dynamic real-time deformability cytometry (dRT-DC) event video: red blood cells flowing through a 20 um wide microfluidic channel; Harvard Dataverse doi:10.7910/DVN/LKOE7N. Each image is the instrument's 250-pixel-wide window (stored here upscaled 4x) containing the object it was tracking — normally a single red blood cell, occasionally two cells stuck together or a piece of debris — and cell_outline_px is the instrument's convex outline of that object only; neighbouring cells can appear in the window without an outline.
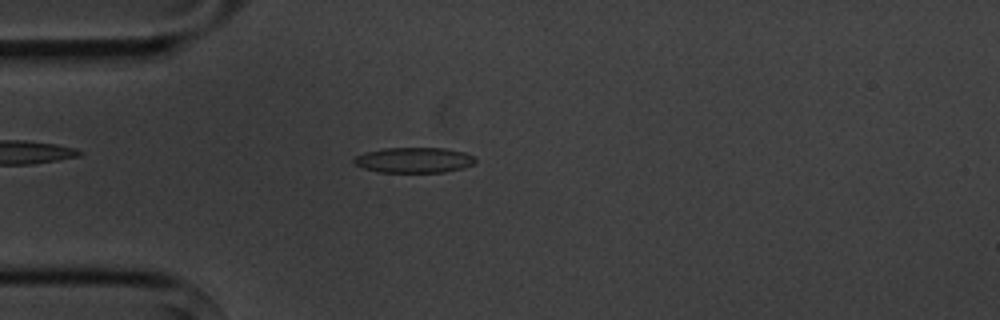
{"species": "common noctule bat (a hibernating species)", "species_latin": "Nyctalus noctula", "temperature_condition": "cold", "stored_images_in_passage": 6, "camera_frame_rate_fps": 3000, "um_per_image_px": 0.085, "animal": {"sex": "male", "body_mass_g": 20.1, "forearm_length_mm": 53.5}, "frame": {"image": 1, "passage_image": 5, "time_ms": 4.667, "image_size_px": [1000, 320], "cell_outline_px": [[476, 160], [472, 164], [464, 168], [444, 172], [380, 172], [364, 168], [356, 164], [352, 160], [356, 156], [364, 152], [384, 148], [444, 148], [464, 152], [476, 156]], "centroid_in_image_um": [35.21, 13.6], "position_along_channel_um": 49.8, "area_um2": 17.98}}